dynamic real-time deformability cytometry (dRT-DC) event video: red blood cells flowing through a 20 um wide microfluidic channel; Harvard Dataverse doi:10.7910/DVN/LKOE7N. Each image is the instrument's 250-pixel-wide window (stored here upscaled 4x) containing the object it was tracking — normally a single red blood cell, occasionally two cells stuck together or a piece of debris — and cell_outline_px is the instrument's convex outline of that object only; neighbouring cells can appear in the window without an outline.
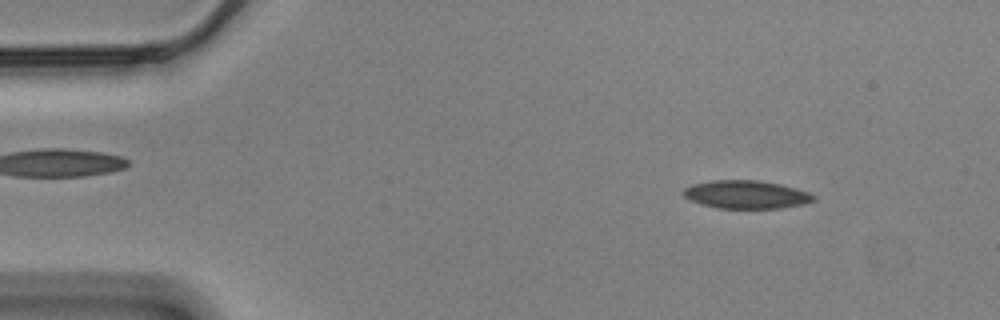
{"species": "Egyptian fruit bat (a non-hibernating species)", "species_latin": "Rousettus aegyptiacus", "temperature_condition": "cold", "stored_images_in_passage": 52, "camera_frame_rate_fps": 3000, "um_per_image_px": 0.085, "animal": {"sex": "male"}, "frame": {"image": 1, "passage_image": 2, "time_ms": 0.333, "image_size_px": [1000, 320], "cell_outline_px": [[816, 200], [804, 204], [780, 208], [716, 208], [700, 204], [684, 196], [684, 188], [692, 184], [712, 180], [756, 180], [780, 184], [796, 188], [808, 192], [816, 196]], "centroid_in_image_um": [63.45, 16.53], "position_along_channel_um": 21.6, "area_um2": 21.33}}
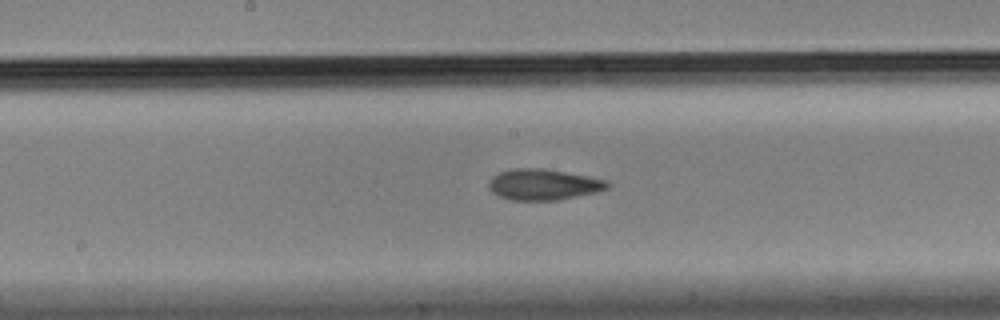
{"frame": {"image": 2, "passage_image": 24, "time_ms": 7.667, "image_size_px": [1000, 320], "cell_outline_px": [[612, 184], [608, 188], [596, 192], [560, 200], [512, 200], [500, 196], [492, 192], [488, 188], [488, 184], [492, 176], [500, 172], [512, 168], [544, 168], [588, 176], [608, 180]], "centroid_in_image_um": [46.21, 15.68], "position_along_channel_um": 202.0, "area_um2": 21.56}}
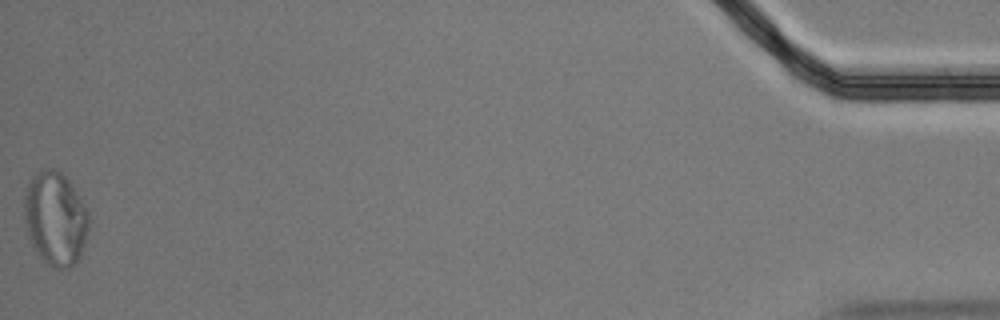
{"frame": {"image": 3, "passage_image": 52, "time_ms": 17.0, "image_size_px": [1000, 320], "cell_outline_px": [[88, 232], [80, 256], [72, 264], [64, 268], [56, 268], [44, 264], [36, 252], [28, 236], [24, 216], [24, 200], [28, 184], [32, 176], [36, 172], [44, 168], [56, 168], [68, 180], [76, 192], [88, 212]], "centroid_in_image_um": [4.68, 18.57], "position_along_channel_um": 430.5, "area_um2": 35.08}, "authors_computed_cell_mechanics": {"area_um2": 21.4727, "velocity_mm_per_s": 3.4829, "shape_relaxation_time_tau1_ms": null, "shape_relaxation_time_tau2_ms": 5.66, "deformation_change_tau1": null, "deformation_change_tau2": 0.1264}}